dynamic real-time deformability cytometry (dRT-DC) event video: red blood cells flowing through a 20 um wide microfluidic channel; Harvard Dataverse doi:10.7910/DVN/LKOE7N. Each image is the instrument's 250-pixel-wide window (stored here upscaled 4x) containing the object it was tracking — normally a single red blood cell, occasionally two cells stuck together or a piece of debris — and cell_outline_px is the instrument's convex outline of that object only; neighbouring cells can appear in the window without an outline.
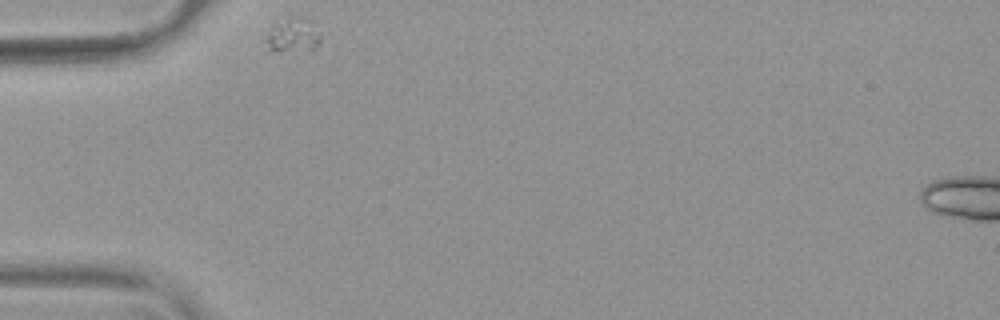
{"species": "common noctule bat (a hibernating species)", "species_latin": "Nyctalus noctula", "temperature_condition": "warm", "stored_images_in_passage": 34, "camera_frame_rate_fps": 3000, "um_per_image_px": 0.085, "animal": {"sex": "female", "body_mass_g": 19.9}, "frame": {"image": 1, "passage_image": 1, "time_ms": 0.0, "image_size_px": [1000, 320], "cell_outline_px": [[320, 44], [316, 48], [280, 52], [276, 52], [268, 48], [264, 40], [272, 24], [288, 16], [300, 16], [308, 20], [320, 36]], "centroid_in_image_um": [24.83, 2.99], "position_along_channel_um": 60.2, "area_um2": 10.98}}
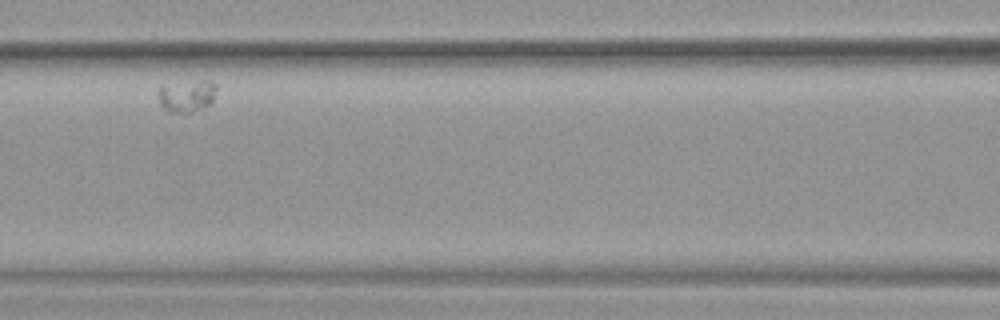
{"frame": {"image": 2, "passage_image": 11, "time_ms": 3.333, "image_size_px": [1000, 320], "cell_outline_px": [[216, 88], [212, 100], [208, 104], [192, 112], [168, 112], [160, 104], [160, 84], [204, 80], [212, 80], [216, 84]], "centroid_in_image_um": [15.87, 8.11], "position_along_channel_um": 150.7, "area_um2": 10.75}}